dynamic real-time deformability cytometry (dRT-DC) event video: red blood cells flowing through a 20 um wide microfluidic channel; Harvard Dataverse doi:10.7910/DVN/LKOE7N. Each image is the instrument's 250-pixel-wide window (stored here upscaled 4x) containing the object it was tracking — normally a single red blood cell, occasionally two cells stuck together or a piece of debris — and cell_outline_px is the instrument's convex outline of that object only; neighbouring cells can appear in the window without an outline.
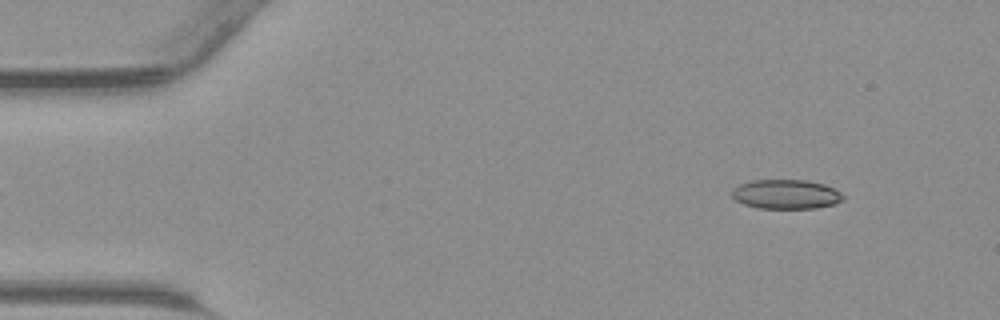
{"species": "common noctule bat (a hibernating species)", "species_latin": "Nyctalus noctula", "temperature_condition": "warm", "stored_images_in_passage": 41, "camera_frame_rate_fps": 3000, "um_per_image_px": 0.085, "animal": {"sex": "male", "body_mass_g": 23.1, "forearm_length_mm": 52.7}, "frame": {"image": 1, "passage_image": 2, "time_ms": 0.333, "image_size_px": [1000, 320], "cell_outline_px": [[844, 200], [832, 204], [816, 208], [756, 208], [744, 204], [736, 200], [732, 196], [732, 188], [740, 184], [752, 180], [808, 180], [824, 184], [840, 192], [844, 196]], "centroid_in_image_um": [66.8, 16.51], "position_along_channel_um": 18.2, "area_um2": 19.02}}
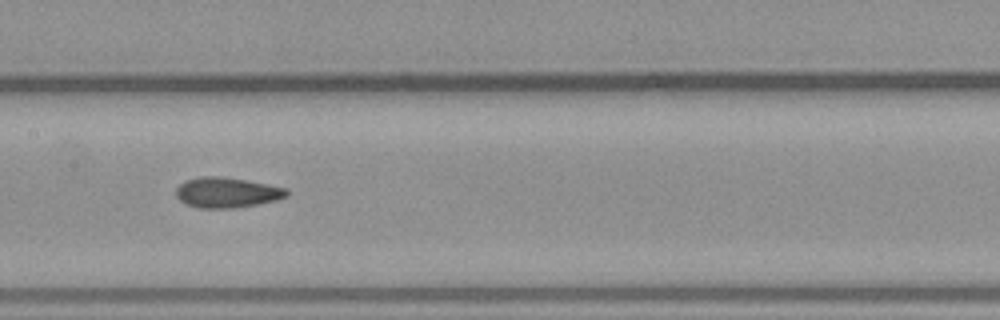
{"frame": {"image": 2, "passage_image": 19, "time_ms": 6.0, "image_size_px": [1000, 320], "cell_outline_px": [[288, 196], [276, 200], [236, 208], [200, 208], [188, 204], [180, 200], [176, 196], [176, 188], [184, 180], [200, 176], [220, 176], [248, 180], [288, 188]], "centroid_in_image_um": [19.29, 16.35], "position_along_channel_um": 188.1, "area_um2": 19.65}}
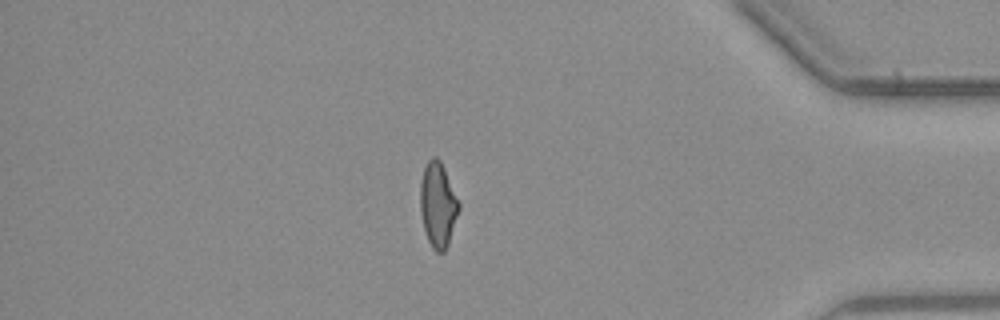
{"frame": {"image": 3, "passage_image": 35, "time_ms": 11.333, "image_size_px": [1000, 320], "cell_outline_px": [[460, 208], [448, 244], [444, 252], [436, 252], [432, 248], [428, 240], [424, 228], [420, 208], [420, 180], [424, 168], [428, 160], [432, 156], [436, 156], [440, 160], [444, 168], [460, 204]], "centroid_in_image_um": [37.21, 17.39], "position_along_channel_um": 398.0, "area_um2": 19.02}}